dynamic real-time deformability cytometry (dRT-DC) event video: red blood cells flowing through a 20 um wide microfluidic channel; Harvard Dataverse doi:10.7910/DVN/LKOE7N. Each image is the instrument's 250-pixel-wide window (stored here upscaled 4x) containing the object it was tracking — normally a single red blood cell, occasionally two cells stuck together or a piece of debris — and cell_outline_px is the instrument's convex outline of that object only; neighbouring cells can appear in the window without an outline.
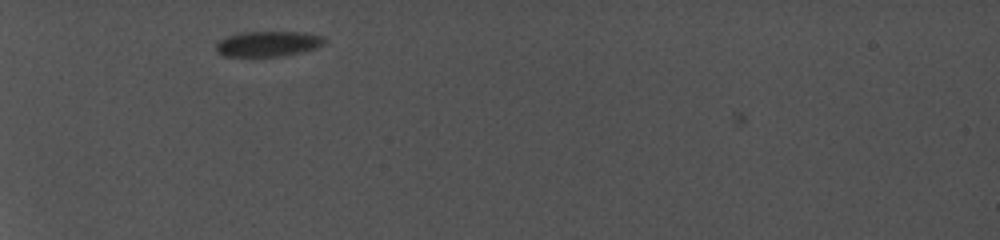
{"species": "common noctule bat (a hibernating species)", "species_latin": "Nyctalus noctula", "temperature_condition": "cold", "stored_images_in_passage": 40, "camera_frame_rate_fps": 5000, "um_per_image_px": 0.085, "animal": {"sex": "female", "body_mass_g": 19.0, "forearm_length_mm": 56.7}, "frame": {"image": 1, "passage_image": 2, "time_ms": 0.2, "image_size_px": [1000, 240], "cell_outline_px": [[328, 40], [324, 44], [316, 48], [284, 56], [224, 56], [216, 52], [216, 44], [220, 40], [228, 36], [244, 32], [304, 32], [324, 36]], "centroid_in_image_um": [22.83, 3.72], "position_along_channel_um": 62.2, "area_um2": 16.07}}
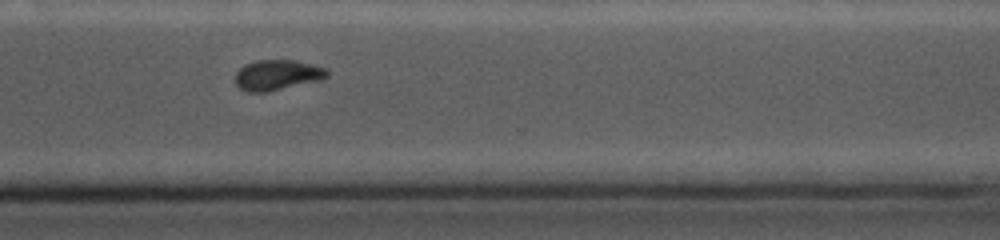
{"frame": {"image": 2, "passage_image": 32, "time_ms": 8.4, "image_size_px": [1000, 240], "cell_outline_px": [[328, 76], [320, 80], [268, 92], [248, 92], [240, 88], [236, 84], [236, 72], [244, 64], [256, 60], [296, 60], [328, 68]], "centroid_in_image_um": [23.58, 6.37], "position_along_channel_um": 347.0, "area_um2": 16.36}}
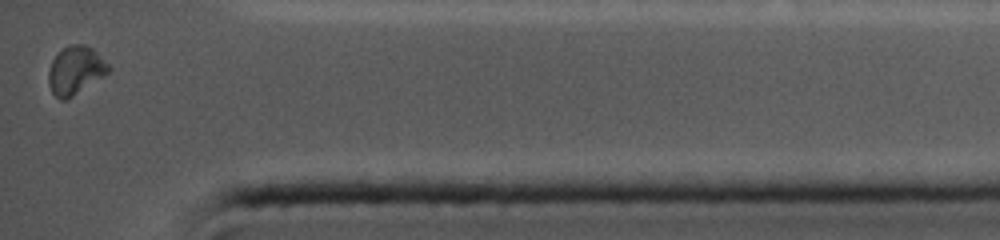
{"frame": {"image": 3, "passage_image": 40, "time_ms": 10.6, "image_size_px": [1000, 240], "cell_outline_px": [[112, 68], [104, 76], [72, 96], [64, 100], [60, 100], [52, 92], [48, 84], [48, 72], [52, 60], [68, 44], [84, 44], [92, 48]], "centroid_in_image_um": [6.41, 5.98], "position_along_channel_um": 428.8, "area_um2": 16.65}}